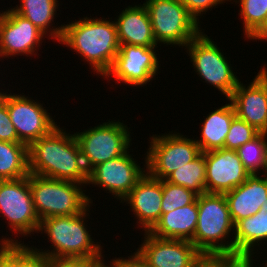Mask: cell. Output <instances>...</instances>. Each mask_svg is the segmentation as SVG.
<instances>
[{
	"mask_svg": "<svg viewBox=\"0 0 267 267\" xmlns=\"http://www.w3.org/2000/svg\"><path fill=\"white\" fill-rule=\"evenodd\" d=\"M29 173L87 185L88 172L74 134L55 127L28 146Z\"/></svg>",
	"mask_w": 267,
	"mask_h": 267,
	"instance_id": "cell-1",
	"label": "cell"
},
{
	"mask_svg": "<svg viewBox=\"0 0 267 267\" xmlns=\"http://www.w3.org/2000/svg\"><path fill=\"white\" fill-rule=\"evenodd\" d=\"M89 18L64 24L59 43L80 54L95 73L104 77L120 48L116 25L104 18Z\"/></svg>",
	"mask_w": 267,
	"mask_h": 267,
	"instance_id": "cell-2",
	"label": "cell"
},
{
	"mask_svg": "<svg viewBox=\"0 0 267 267\" xmlns=\"http://www.w3.org/2000/svg\"><path fill=\"white\" fill-rule=\"evenodd\" d=\"M197 206V227L191 242L203 255L234 256L233 240H225L234 234V223L225 195H197Z\"/></svg>",
	"mask_w": 267,
	"mask_h": 267,
	"instance_id": "cell-3",
	"label": "cell"
},
{
	"mask_svg": "<svg viewBox=\"0 0 267 267\" xmlns=\"http://www.w3.org/2000/svg\"><path fill=\"white\" fill-rule=\"evenodd\" d=\"M89 207L78 215L48 217L40 221L38 233L47 234L53 246L51 251L32 247L48 258H97L104 259L102 247L95 244L84 221Z\"/></svg>",
	"mask_w": 267,
	"mask_h": 267,
	"instance_id": "cell-4",
	"label": "cell"
},
{
	"mask_svg": "<svg viewBox=\"0 0 267 267\" xmlns=\"http://www.w3.org/2000/svg\"><path fill=\"white\" fill-rule=\"evenodd\" d=\"M34 209L40 221L48 217L78 215L91 207L83 184L29 173Z\"/></svg>",
	"mask_w": 267,
	"mask_h": 267,
	"instance_id": "cell-5",
	"label": "cell"
},
{
	"mask_svg": "<svg viewBox=\"0 0 267 267\" xmlns=\"http://www.w3.org/2000/svg\"><path fill=\"white\" fill-rule=\"evenodd\" d=\"M143 4L157 44L186 47L202 31L180 0H146Z\"/></svg>",
	"mask_w": 267,
	"mask_h": 267,
	"instance_id": "cell-6",
	"label": "cell"
},
{
	"mask_svg": "<svg viewBox=\"0 0 267 267\" xmlns=\"http://www.w3.org/2000/svg\"><path fill=\"white\" fill-rule=\"evenodd\" d=\"M129 129L119 120H108L94 128L74 133L88 173L95 166L130 150L131 132Z\"/></svg>",
	"mask_w": 267,
	"mask_h": 267,
	"instance_id": "cell-7",
	"label": "cell"
},
{
	"mask_svg": "<svg viewBox=\"0 0 267 267\" xmlns=\"http://www.w3.org/2000/svg\"><path fill=\"white\" fill-rule=\"evenodd\" d=\"M186 48L197 75L228 99L236 89L239 79L220 48L204 32L193 38Z\"/></svg>",
	"mask_w": 267,
	"mask_h": 267,
	"instance_id": "cell-8",
	"label": "cell"
},
{
	"mask_svg": "<svg viewBox=\"0 0 267 267\" xmlns=\"http://www.w3.org/2000/svg\"><path fill=\"white\" fill-rule=\"evenodd\" d=\"M146 152V172L165 180L173 171L196 159L202 152L193 140L179 133L153 135Z\"/></svg>",
	"mask_w": 267,
	"mask_h": 267,
	"instance_id": "cell-9",
	"label": "cell"
},
{
	"mask_svg": "<svg viewBox=\"0 0 267 267\" xmlns=\"http://www.w3.org/2000/svg\"><path fill=\"white\" fill-rule=\"evenodd\" d=\"M0 213L8 221L10 230L25 236L37 232V216L30 190L29 175L19 179L0 180Z\"/></svg>",
	"mask_w": 267,
	"mask_h": 267,
	"instance_id": "cell-10",
	"label": "cell"
},
{
	"mask_svg": "<svg viewBox=\"0 0 267 267\" xmlns=\"http://www.w3.org/2000/svg\"><path fill=\"white\" fill-rule=\"evenodd\" d=\"M44 108L43 104L28 99V96L7 94L8 114L21 143L29 146L58 126Z\"/></svg>",
	"mask_w": 267,
	"mask_h": 267,
	"instance_id": "cell-11",
	"label": "cell"
},
{
	"mask_svg": "<svg viewBox=\"0 0 267 267\" xmlns=\"http://www.w3.org/2000/svg\"><path fill=\"white\" fill-rule=\"evenodd\" d=\"M157 47L120 45L111 69L103 78L114 76L116 81L132 86H143L154 79L159 69Z\"/></svg>",
	"mask_w": 267,
	"mask_h": 267,
	"instance_id": "cell-12",
	"label": "cell"
},
{
	"mask_svg": "<svg viewBox=\"0 0 267 267\" xmlns=\"http://www.w3.org/2000/svg\"><path fill=\"white\" fill-rule=\"evenodd\" d=\"M145 171L127 150L123 155L95 166L88 173L87 184L103 187L122 202Z\"/></svg>",
	"mask_w": 267,
	"mask_h": 267,
	"instance_id": "cell-13",
	"label": "cell"
},
{
	"mask_svg": "<svg viewBox=\"0 0 267 267\" xmlns=\"http://www.w3.org/2000/svg\"><path fill=\"white\" fill-rule=\"evenodd\" d=\"M43 37L41 30L12 9L0 12V58L36 55Z\"/></svg>",
	"mask_w": 267,
	"mask_h": 267,
	"instance_id": "cell-14",
	"label": "cell"
},
{
	"mask_svg": "<svg viewBox=\"0 0 267 267\" xmlns=\"http://www.w3.org/2000/svg\"><path fill=\"white\" fill-rule=\"evenodd\" d=\"M144 235L137 250L152 267H194L204 256L191 241Z\"/></svg>",
	"mask_w": 267,
	"mask_h": 267,
	"instance_id": "cell-15",
	"label": "cell"
},
{
	"mask_svg": "<svg viewBox=\"0 0 267 267\" xmlns=\"http://www.w3.org/2000/svg\"><path fill=\"white\" fill-rule=\"evenodd\" d=\"M228 100L231 101L238 118L260 133H267V68L265 66L247 88L239 81Z\"/></svg>",
	"mask_w": 267,
	"mask_h": 267,
	"instance_id": "cell-16",
	"label": "cell"
},
{
	"mask_svg": "<svg viewBox=\"0 0 267 267\" xmlns=\"http://www.w3.org/2000/svg\"><path fill=\"white\" fill-rule=\"evenodd\" d=\"M206 193L224 194L241 185L251 175L236 150L218 149L205 152Z\"/></svg>",
	"mask_w": 267,
	"mask_h": 267,
	"instance_id": "cell-17",
	"label": "cell"
},
{
	"mask_svg": "<svg viewBox=\"0 0 267 267\" xmlns=\"http://www.w3.org/2000/svg\"><path fill=\"white\" fill-rule=\"evenodd\" d=\"M130 205L138 219V226L149 232L159 221L162 210V180L149 175L147 172L138 180L130 193L122 202Z\"/></svg>",
	"mask_w": 267,
	"mask_h": 267,
	"instance_id": "cell-18",
	"label": "cell"
},
{
	"mask_svg": "<svg viewBox=\"0 0 267 267\" xmlns=\"http://www.w3.org/2000/svg\"><path fill=\"white\" fill-rule=\"evenodd\" d=\"M224 195L234 224L253 216L267 202V174L250 175L241 185Z\"/></svg>",
	"mask_w": 267,
	"mask_h": 267,
	"instance_id": "cell-19",
	"label": "cell"
},
{
	"mask_svg": "<svg viewBox=\"0 0 267 267\" xmlns=\"http://www.w3.org/2000/svg\"><path fill=\"white\" fill-rule=\"evenodd\" d=\"M120 45L158 47L144 4L128 6L114 20Z\"/></svg>",
	"mask_w": 267,
	"mask_h": 267,
	"instance_id": "cell-20",
	"label": "cell"
},
{
	"mask_svg": "<svg viewBox=\"0 0 267 267\" xmlns=\"http://www.w3.org/2000/svg\"><path fill=\"white\" fill-rule=\"evenodd\" d=\"M197 198L188 205L161 214L159 221L149 231L153 236L163 239L191 241L197 227Z\"/></svg>",
	"mask_w": 267,
	"mask_h": 267,
	"instance_id": "cell-21",
	"label": "cell"
},
{
	"mask_svg": "<svg viewBox=\"0 0 267 267\" xmlns=\"http://www.w3.org/2000/svg\"><path fill=\"white\" fill-rule=\"evenodd\" d=\"M234 256H240L253 262L255 246L267 241V202L253 216L234 224ZM259 242V243H258Z\"/></svg>",
	"mask_w": 267,
	"mask_h": 267,
	"instance_id": "cell-22",
	"label": "cell"
},
{
	"mask_svg": "<svg viewBox=\"0 0 267 267\" xmlns=\"http://www.w3.org/2000/svg\"><path fill=\"white\" fill-rule=\"evenodd\" d=\"M235 116V109L231 101L207 115L202 123L201 139H195L201 152L224 148L225 138Z\"/></svg>",
	"mask_w": 267,
	"mask_h": 267,
	"instance_id": "cell-23",
	"label": "cell"
},
{
	"mask_svg": "<svg viewBox=\"0 0 267 267\" xmlns=\"http://www.w3.org/2000/svg\"><path fill=\"white\" fill-rule=\"evenodd\" d=\"M20 5L11 8L14 12L21 15L25 19L31 21L39 30H41L49 38H53L59 41L62 38L63 27L52 26L54 22L55 14L57 13V7L59 5L58 0H20ZM49 33V35L47 34Z\"/></svg>",
	"mask_w": 267,
	"mask_h": 267,
	"instance_id": "cell-24",
	"label": "cell"
},
{
	"mask_svg": "<svg viewBox=\"0 0 267 267\" xmlns=\"http://www.w3.org/2000/svg\"><path fill=\"white\" fill-rule=\"evenodd\" d=\"M28 175V146L0 141V180L19 179Z\"/></svg>",
	"mask_w": 267,
	"mask_h": 267,
	"instance_id": "cell-25",
	"label": "cell"
},
{
	"mask_svg": "<svg viewBox=\"0 0 267 267\" xmlns=\"http://www.w3.org/2000/svg\"><path fill=\"white\" fill-rule=\"evenodd\" d=\"M165 180L192 190L197 195L206 193L205 153L173 171Z\"/></svg>",
	"mask_w": 267,
	"mask_h": 267,
	"instance_id": "cell-26",
	"label": "cell"
},
{
	"mask_svg": "<svg viewBox=\"0 0 267 267\" xmlns=\"http://www.w3.org/2000/svg\"><path fill=\"white\" fill-rule=\"evenodd\" d=\"M266 140L267 133H259L254 139L243 144L236 150L241 162L251 175H259L261 170L264 174H267Z\"/></svg>",
	"mask_w": 267,
	"mask_h": 267,
	"instance_id": "cell-27",
	"label": "cell"
},
{
	"mask_svg": "<svg viewBox=\"0 0 267 267\" xmlns=\"http://www.w3.org/2000/svg\"><path fill=\"white\" fill-rule=\"evenodd\" d=\"M240 3V17L243 18L244 35L250 38L265 22L267 17V0H234Z\"/></svg>",
	"mask_w": 267,
	"mask_h": 267,
	"instance_id": "cell-28",
	"label": "cell"
},
{
	"mask_svg": "<svg viewBox=\"0 0 267 267\" xmlns=\"http://www.w3.org/2000/svg\"><path fill=\"white\" fill-rule=\"evenodd\" d=\"M196 198L197 194L192 190L162 180V214L191 204Z\"/></svg>",
	"mask_w": 267,
	"mask_h": 267,
	"instance_id": "cell-29",
	"label": "cell"
},
{
	"mask_svg": "<svg viewBox=\"0 0 267 267\" xmlns=\"http://www.w3.org/2000/svg\"><path fill=\"white\" fill-rule=\"evenodd\" d=\"M260 132L244 120L235 116L224 141V148L237 150L243 144L254 139Z\"/></svg>",
	"mask_w": 267,
	"mask_h": 267,
	"instance_id": "cell-30",
	"label": "cell"
},
{
	"mask_svg": "<svg viewBox=\"0 0 267 267\" xmlns=\"http://www.w3.org/2000/svg\"><path fill=\"white\" fill-rule=\"evenodd\" d=\"M194 267H253V262L240 256L204 255Z\"/></svg>",
	"mask_w": 267,
	"mask_h": 267,
	"instance_id": "cell-31",
	"label": "cell"
},
{
	"mask_svg": "<svg viewBox=\"0 0 267 267\" xmlns=\"http://www.w3.org/2000/svg\"><path fill=\"white\" fill-rule=\"evenodd\" d=\"M0 242V267H20V244L24 243L6 237Z\"/></svg>",
	"mask_w": 267,
	"mask_h": 267,
	"instance_id": "cell-32",
	"label": "cell"
},
{
	"mask_svg": "<svg viewBox=\"0 0 267 267\" xmlns=\"http://www.w3.org/2000/svg\"><path fill=\"white\" fill-rule=\"evenodd\" d=\"M0 141L21 143L7 109V93L0 92Z\"/></svg>",
	"mask_w": 267,
	"mask_h": 267,
	"instance_id": "cell-33",
	"label": "cell"
},
{
	"mask_svg": "<svg viewBox=\"0 0 267 267\" xmlns=\"http://www.w3.org/2000/svg\"><path fill=\"white\" fill-rule=\"evenodd\" d=\"M104 262L97 258H48V267H102Z\"/></svg>",
	"mask_w": 267,
	"mask_h": 267,
	"instance_id": "cell-34",
	"label": "cell"
},
{
	"mask_svg": "<svg viewBox=\"0 0 267 267\" xmlns=\"http://www.w3.org/2000/svg\"><path fill=\"white\" fill-rule=\"evenodd\" d=\"M20 267H48V257L37 253L32 246L20 244Z\"/></svg>",
	"mask_w": 267,
	"mask_h": 267,
	"instance_id": "cell-35",
	"label": "cell"
},
{
	"mask_svg": "<svg viewBox=\"0 0 267 267\" xmlns=\"http://www.w3.org/2000/svg\"><path fill=\"white\" fill-rule=\"evenodd\" d=\"M187 8L189 14L199 23V17L203 12H206L218 4H222L229 0H180ZM231 1V0H230Z\"/></svg>",
	"mask_w": 267,
	"mask_h": 267,
	"instance_id": "cell-36",
	"label": "cell"
},
{
	"mask_svg": "<svg viewBox=\"0 0 267 267\" xmlns=\"http://www.w3.org/2000/svg\"><path fill=\"white\" fill-rule=\"evenodd\" d=\"M121 258V259H120ZM116 258L112 260L111 264L107 265V267H152L148 264L146 259L140 254L137 250L131 255L128 256V259L125 258Z\"/></svg>",
	"mask_w": 267,
	"mask_h": 267,
	"instance_id": "cell-37",
	"label": "cell"
},
{
	"mask_svg": "<svg viewBox=\"0 0 267 267\" xmlns=\"http://www.w3.org/2000/svg\"><path fill=\"white\" fill-rule=\"evenodd\" d=\"M250 40H267V17L262 26L249 38Z\"/></svg>",
	"mask_w": 267,
	"mask_h": 267,
	"instance_id": "cell-38",
	"label": "cell"
}]
</instances>
